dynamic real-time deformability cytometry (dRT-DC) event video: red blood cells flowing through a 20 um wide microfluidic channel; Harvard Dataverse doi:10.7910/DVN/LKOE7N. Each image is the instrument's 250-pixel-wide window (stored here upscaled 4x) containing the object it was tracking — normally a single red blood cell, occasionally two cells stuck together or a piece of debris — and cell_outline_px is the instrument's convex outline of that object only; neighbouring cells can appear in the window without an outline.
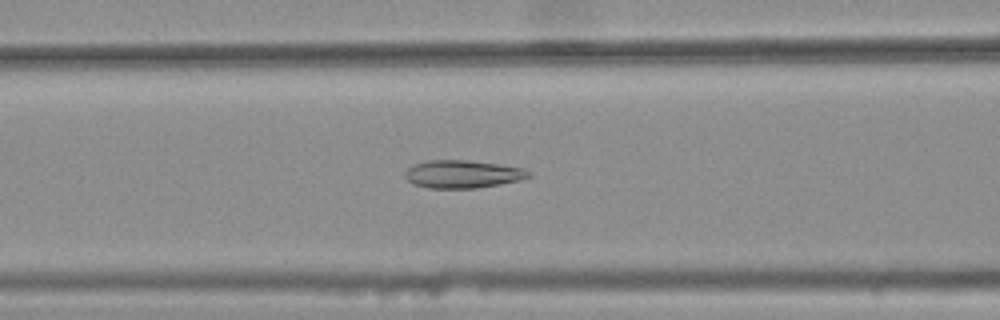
{"species": "common noctule bat (a hibernating species)", "species_latin": "Nyctalus noctula", "temperature_condition": "warm", "stored_images_in_passage": 45, "camera_frame_rate_fps": 3000, "um_per_image_px": 0.085, "animal": {"sex": "female", "body_mass_g": 25.1}, "frame": {"image": 1, "passage_image": 21, "time_ms": 6.667, "image_size_px": [1000, 320], "cell_outline_px": [[532, 176], [520, 180], [500, 184], [476, 188], [428, 188], [412, 184], [404, 176], [404, 172], [408, 168], [416, 164], [428, 160], [464, 160], [500, 164], [524, 168], [532, 172]], "centroid_in_image_um": [39.35, 14.8], "position_along_channel_um": 127.3, "area_um2": 20.17}}
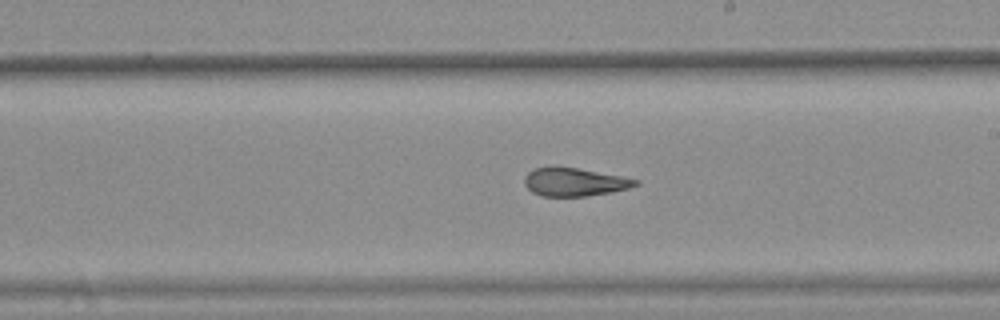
{"frame": {"image": 2, "passage_image": 30, "time_ms": 9.667, "image_size_px": [1000, 320], "cell_outline_px": [[640, 184], [628, 188], [612, 192], [588, 196], [540, 196], [532, 192], [524, 184], [524, 176], [528, 172], [536, 168], [552, 164], [576, 168], [620, 176], [640, 180]], "centroid_in_image_um": [48.79, 15.45], "position_along_channel_um": 240.2, "area_um2": 18.55}}
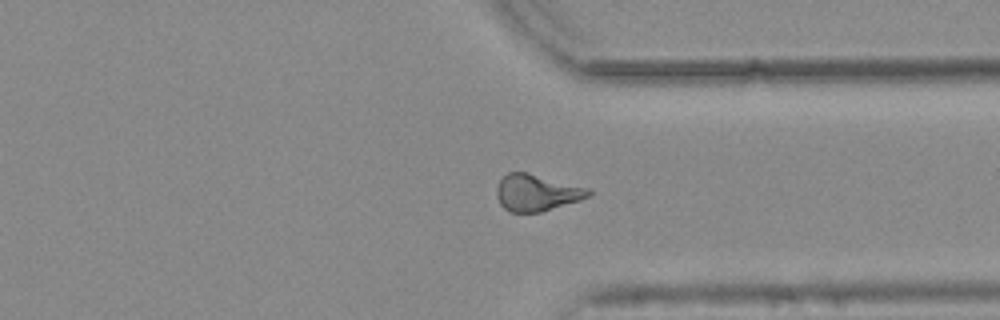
{"frame": {"image": 3, "passage_image": 40, "time_ms": 13.0, "image_size_px": [1000, 320], "cell_outline_px": [[592, 192], [588, 196], [580, 200], [540, 212], [508, 212], [500, 204], [496, 196], [496, 188], [500, 180], [508, 172], [528, 172], [588, 188]], "centroid_in_image_um": [45.58, 16.37], "position_along_channel_um": 365.8, "area_um2": 19.54}, "authors_computed_cell_mechanics": {"area_um2": 19.7676, "velocity_mm_per_s": 3.7801, "shape_relaxation_time_tau1_ms": null, "shape_relaxation_time_tau2_ms": 1.8847, "deformation_change_tau1": null, "deformation_change_tau2": 0.0997}}